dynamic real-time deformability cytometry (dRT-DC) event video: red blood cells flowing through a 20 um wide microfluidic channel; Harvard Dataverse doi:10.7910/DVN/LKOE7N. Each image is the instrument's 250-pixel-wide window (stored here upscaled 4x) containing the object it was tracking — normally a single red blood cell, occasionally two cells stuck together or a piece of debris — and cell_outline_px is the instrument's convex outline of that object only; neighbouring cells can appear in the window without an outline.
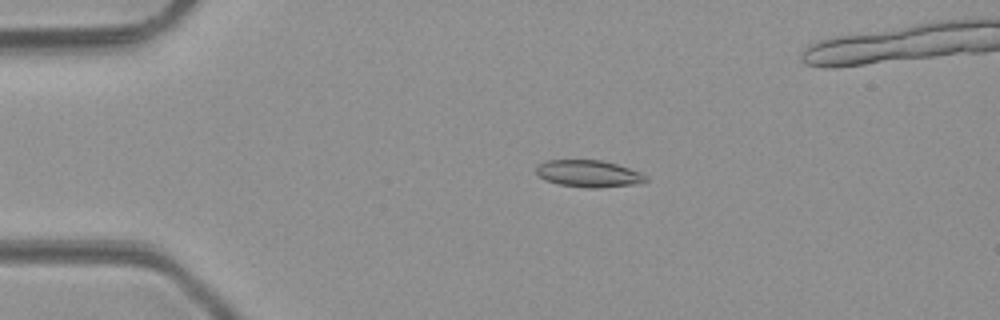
{"species": "common noctule bat (a hibernating species)", "species_latin": "Nyctalus noctula", "temperature_condition": "room temperature", "stored_images_in_passage": 4, "camera_frame_rate_fps": 3000, "um_per_image_px": 0.085, "animal": {"sex": "male", "body_mass_g": 23.1, "forearm_length_mm": 52.7}, "frame": {"image": 1, "passage_image": 2, "time_ms": 1.333, "image_size_px": [1000, 320], "cell_outline_px": [[648, 180], [644, 184], [596, 188], [588, 188], [560, 184], [544, 180], [536, 172], [536, 168], [540, 164], [548, 160], [604, 160], [640, 172], [648, 176]], "centroid_in_image_um": [50.11, 14.77], "position_along_channel_um": 34.9, "area_um2": 17.34}}